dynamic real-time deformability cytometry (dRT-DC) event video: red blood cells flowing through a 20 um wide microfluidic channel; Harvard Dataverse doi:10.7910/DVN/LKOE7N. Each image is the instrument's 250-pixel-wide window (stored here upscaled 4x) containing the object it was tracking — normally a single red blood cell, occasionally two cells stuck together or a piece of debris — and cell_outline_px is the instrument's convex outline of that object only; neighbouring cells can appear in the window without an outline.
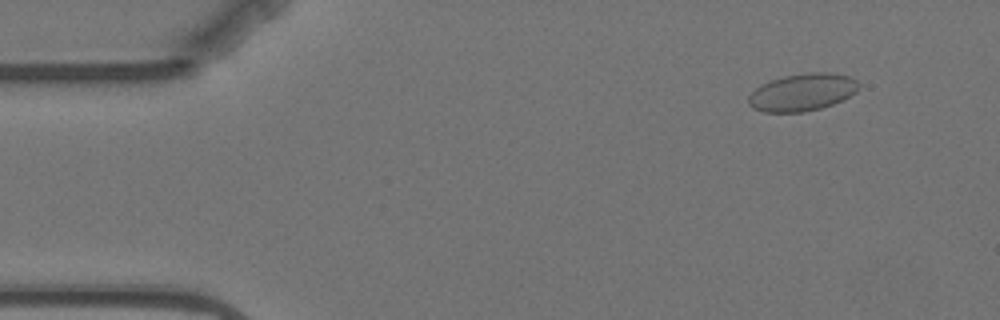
{"species": "Egyptian fruit bat (a non-hibernating species)", "species_latin": "Rousettus aegyptiacus", "temperature_condition": "warm", "stored_images_in_passage": 5, "camera_frame_rate_fps": 3000, "um_per_image_px": 0.085, "animal": {"sex": "female"}, "frame": {"image": 1, "passage_image": 2, "time_ms": 1.0, "image_size_px": [1000, 320], "cell_outline_px": [[860, 84], [856, 92], [832, 104], [820, 108], [804, 112], [764, 112], [752, 108], [748, 104], [748, 96], [760, 84], [784, 76], [808, 72], [832, 72], [852, 76]], "centroid_in_image_um": [68.19, 7.83], "position_along_channel_um": 16.8, "area_um2": 24.1}}
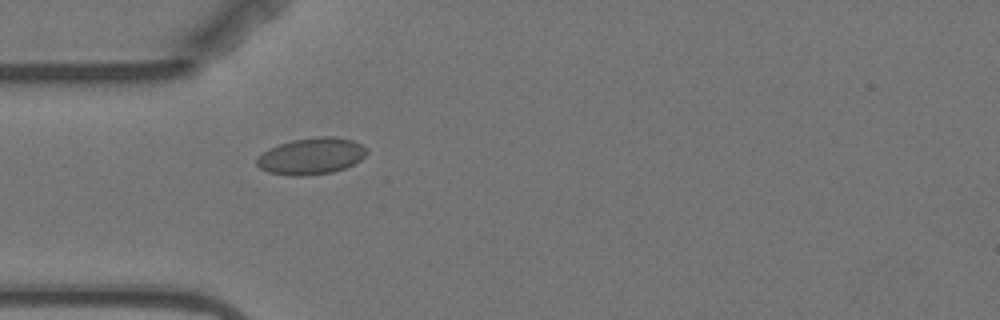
{"frame": {"image": 2, "passage_image": 5, "time_ms": 4.667, "image_size_px": [1000, 320], "cell_outline_px": [[368, 152], [360, 160], [344, 168], [332, 172], [308, 176], [288, 176], [268, 172], [260, 168], [256, 164], [256, 156], [268, 148], [292, 140], [320, 136], [332, 136], [352, 140], [368, 148]], "centroid_in_image_um": [26.43, 13.28], "position_along_channel_um": 58.6, "area_um2": 23.64}}